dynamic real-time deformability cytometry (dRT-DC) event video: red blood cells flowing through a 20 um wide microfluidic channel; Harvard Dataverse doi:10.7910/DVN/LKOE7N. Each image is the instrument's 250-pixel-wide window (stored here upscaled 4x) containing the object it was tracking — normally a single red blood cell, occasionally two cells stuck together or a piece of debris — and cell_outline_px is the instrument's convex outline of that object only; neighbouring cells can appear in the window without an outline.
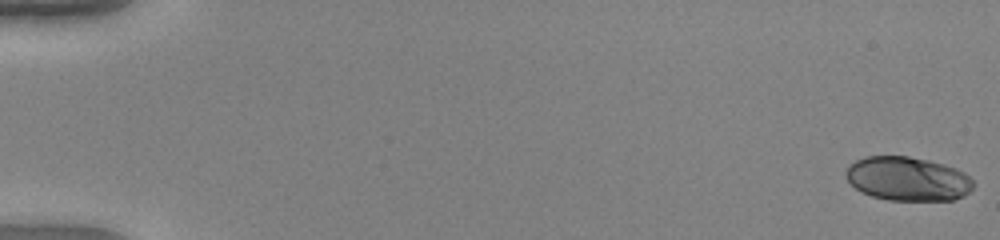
{"species": "human", "species_latin": "Homo sapiens", "temperature_condition": "warm", "stored_images_in_passage": 50, "camera_frame_rate_fps": 3000, "um_per_image_px": 0.085, "donor": {"sex": "female"}, "frame": {"image": 1, "passage_image": 1, "time_ms": 0.0, "image_size_px": [1000, 240], "cell_outline_px": [[972, 188], [964, 196], [952, 200], [888, 200], [872, 196], [860, 192], [848, 180], [844, 172], [848, 164], [864, 156], [908, 156], [928, 160], [944, 164], [956, 168], [964, 172], [972, 180]], "centroid_in_image_um": [77.12, 15.19], "position_along_channel_um": 7.9, "area_um2": 32.77}}
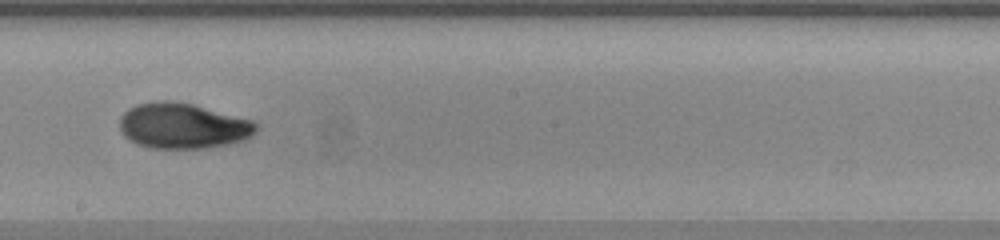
{"frame": {"image": 2, "passage_image": 30, "time_ms": 9.667, "image_size_px": [1000, 240], "cell_outline_px": [[260, 128], [252, 136], [244, 140], [228, 144], [204, 148], [148, 148], [136, 144], [128, 140], [124, 136], [120, 128], [120, 116], [128, 108], [136, 104], [156, 100], [172, 100], [192, 104], [252, 120]], "centroid_in_image_um": [15.52, 10.69], "position_along_channel_um": 232.7, "area_um2": 36.53}}
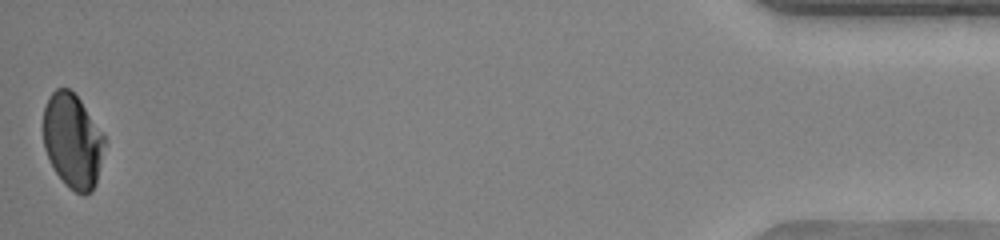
{"frame": {"image": 3, "passage_image": 50, "time_ms": 16.333, "image_size_px": [1000, 240], "cell_outline_px": [[104, 144], [96, 184], [92, 192], [84, 196], [68, 188], [64, 184], [56, 172], [44, 148], [44, 108], [52, 92], [56, 88], [68, 88], [80, 100], [104, 136]], "centroid_in_image_um": [6.17, 12.01], "position_along_channel_um": 429.0, "area_um2": 33.23}, "authors_computed_cell_mechanics": {"area_um2": 34.5355, "velocity_mm_per_s": 4.2191, "shape_relaxation_time_tau1_ms": 8.1634, "shape_relaxation_time_tau2_ms": 1.289, "deformation_change_tau1": 0.2477, "deformation_change_tau2": 0.0444}}